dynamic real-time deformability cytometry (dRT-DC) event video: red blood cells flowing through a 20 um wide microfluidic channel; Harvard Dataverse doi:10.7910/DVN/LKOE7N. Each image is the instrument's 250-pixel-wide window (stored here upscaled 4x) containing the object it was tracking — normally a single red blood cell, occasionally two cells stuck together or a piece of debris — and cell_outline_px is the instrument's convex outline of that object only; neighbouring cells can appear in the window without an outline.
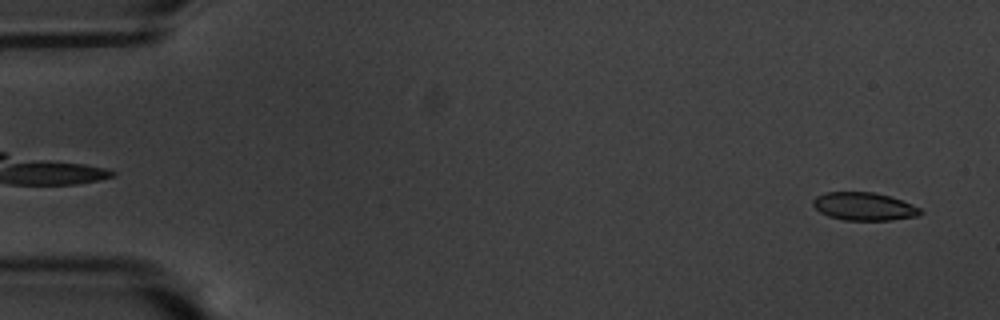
{"species": "common noctule bat (a hibernating species)", "species_latin": "Nyctalus noctula", "temperature_condition": "warm", "stored_images_in_passage": 56, "camera_frame_rate_fps": 3000, "um_per_image_px": 0.085, "animal": {"sex": "male", "body_mass_g": 20.1, "forearm_length_mm": 53.5}, "frame": {"image": 1, "passage_image": 1, "time_ms": 0.0, "image_size_px": [1000, 320], "cell_outline_px": [[924, 212], [920, 216], [892, 220], [844, 220], [828, 216], [820, 212], [812, 204], [812, 200], [816, 196], [824, 192], [872, 192], [888, 196], [912, 204], [920, 208]], "centroid_in_image_um": [73.44, 17.55], "position_along_channel_um": 11.6, "area_um2": 17.57}}
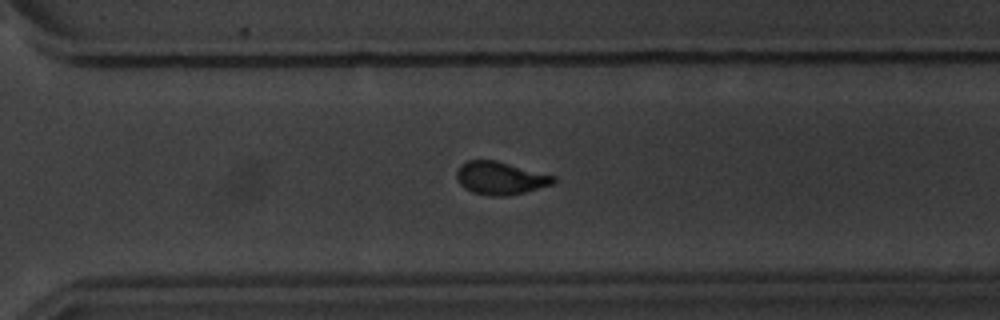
{"frame": {"image": 2, "passage_image": 39, "time_ms": 12.667, "image_size_px": [1000, 320], "cell_outline_px": [[556, 180], [552, 184], [524, 192], [504, 196], [492, 196], [472, 192], [464, 188], [460, 184], [456, 176], [456, 172], [460, 164], [468, 160], [496, 160], [556, 176]], "centroid_in_image_um": [42.5, 15.13], "position_along_channel_um": 328.1, "area_um2": 18.5}}
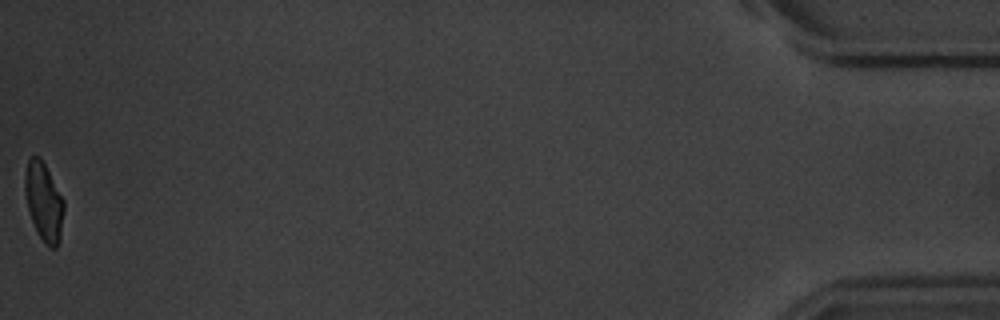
{"frame": {"image": 3, "passage_image": 56, "time_ms": 18.333, "image_size_px": [1000, 320], "cell_outline_px": [[64, 208], [60, 240], [56, 248], [48, 248], [44, 244], [36, 232], [28, 208], [24, 192], [24, 176], [28, 160], [32, 156], [40, 156], [64, 200]], "centroid_in_image_um": [3.72, 17.18], "position_along_channel_um": 431.5, "area_um2": 17.92}, "authors_computed_cell_mechanics": {"area_um2": 18.785, "velocity_mm_per_s": 3.5012, "shape_relaxation_time_tau1_ms": 4.9818, "shape_relaxation_time_tau2_ms": null, "deformation_change_tau1": 0.1419, "deformation_change_tau2": null}}